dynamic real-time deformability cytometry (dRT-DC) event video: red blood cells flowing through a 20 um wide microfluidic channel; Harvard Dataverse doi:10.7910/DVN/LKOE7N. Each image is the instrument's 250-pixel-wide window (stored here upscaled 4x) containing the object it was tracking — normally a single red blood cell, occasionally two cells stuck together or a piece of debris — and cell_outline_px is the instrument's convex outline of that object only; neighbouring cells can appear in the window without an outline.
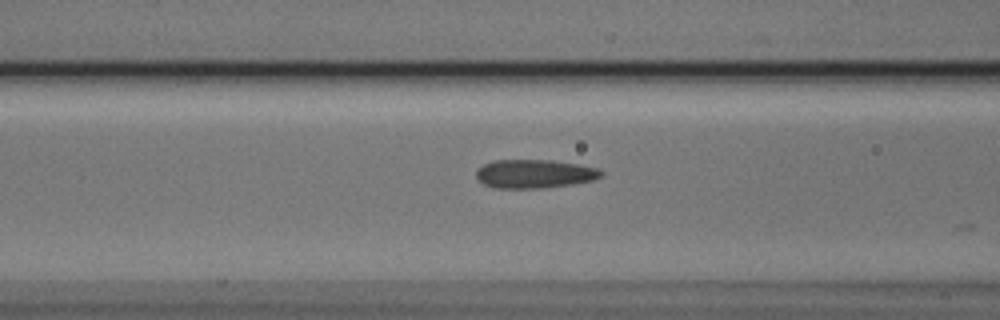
{"species": "Egyptian fruit bat (a non-hibernating species)", "species_latin": "Rousettus aegyptiacus", "temperature_condition": "cold", "stored_images_in_passage": 29, "camera_frame_rate_fps": 3000, "um_per_image_px": 0.085, "animal": {"sex": "male"}, "frame": {"image": 1, "passage_image": 3, "time_ms": 0.667, "image_size_px": [1000, 320], "cell_outline_px": [[604, 172], [600, 176], [592, 180], [572, 184], [544, 188], [492, 188], [484, 184], [476, 176], [476, 168], [484, 164], [496, 160], [552, 160], [580, 164], [596, 168]], "centroid_in_image_um": [45.41, 14.77], "position_along_channel_um": 121.2, "area_um2": 20.87}}
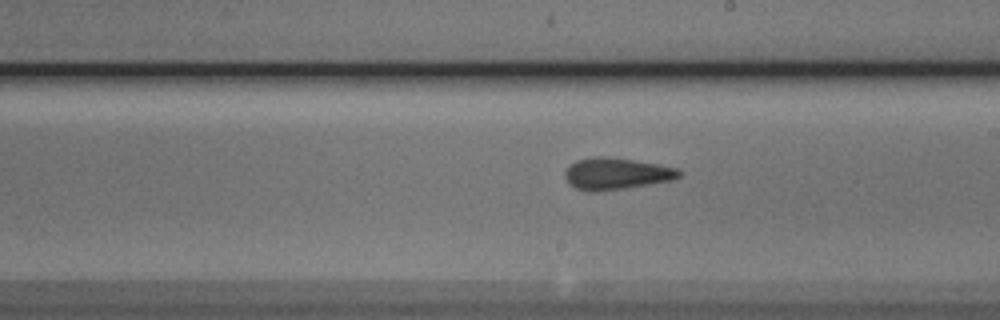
{"frame": {"image": 2, "passage_image": 12, "time_ms": 3.667, "image_size_px": [1000, 320], "cell_outline_px": [[684, 172], [680, 176], [672, 180], [624, 188], [596, 192], [588, 192], [576, 188], [568, 184], [564, 176], [564, 172], [576, 160], [596, 156], [608, 156], [680, 168]], "centroid_in_image_um": [52.38, 14.76], "position_along_channel_um": 236.6, "area_um2": 21.15}}
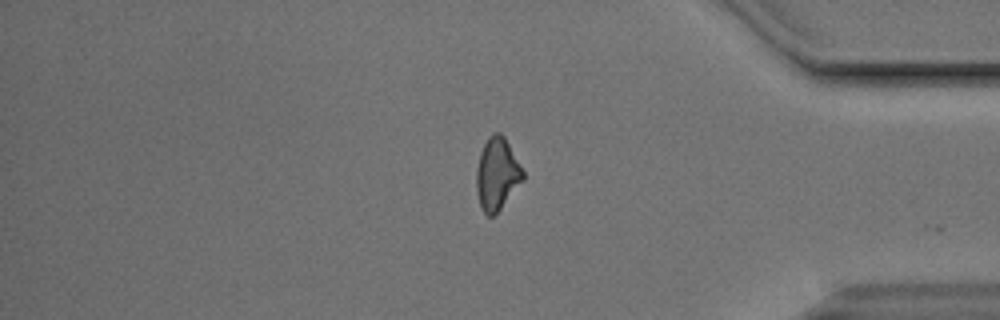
{"frame": {"image": 3, "passage_image": 26, "time_ms": 8.333, "image_size_px": [1000, 320], "cell_outline_px": [[524, 180], [496, 216], [488, 216], [480, 208], [476, 192], [476, 168], [480, 152], [488, 136], [496, 132], [500, 132], [504, 136], [524, 172]], "centroid_in_image_um": [42.24, 14.84], "position_along_channel_um": 393.0, "area_um2": 19.94}, "authors_computed_cell_mechanics": {"area_um2": 20.23, "velocity_mm_per_s": 3.8421, "shape_relaxation_time_tau1_ms": null, "shape_relaxation_time_tau2_ms": 2.6156, "deformation_change_tau1": null, "deformation_change_tau2": 0.0712}}